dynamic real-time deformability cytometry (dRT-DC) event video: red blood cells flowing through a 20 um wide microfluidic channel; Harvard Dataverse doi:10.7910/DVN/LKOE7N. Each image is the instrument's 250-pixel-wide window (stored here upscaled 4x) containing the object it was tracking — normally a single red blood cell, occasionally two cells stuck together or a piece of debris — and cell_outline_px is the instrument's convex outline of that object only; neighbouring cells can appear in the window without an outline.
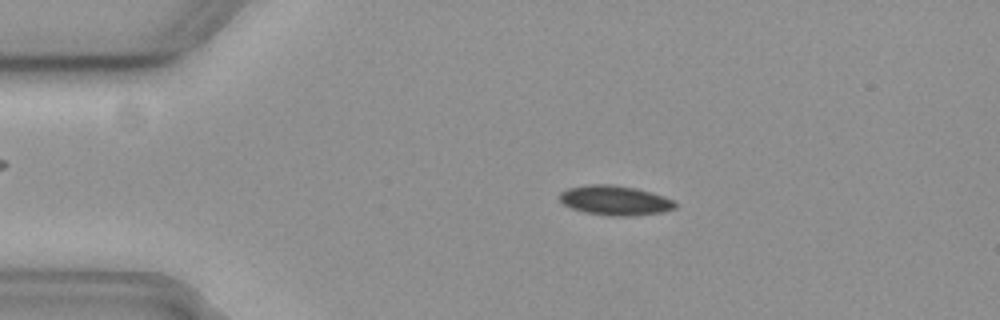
{"species": "common noctule bat (a hibernating species)", "species_latin": "Nyctalus noctula", "temperature_condition": "cold", "stored_images_in_passage": 56, "camera_frame_rate_fps": 3000, "um_per_image_px": 0.085, "animal": {"sex": "female", "body_mass_g": 19.3, "forearm_length_mm": 54.1}, "frame": {"image": 1, "passage_image": 11, "time_ms": 3.333, "image_size_px": [1000, 320], "cell_outline_px": [[676, 208], [660, 212], [628, 216], [608, 216], [584, 212], [572, 208], [564, 204], [560, 200], [560, 192], [568, 188], [588, 184], [612, 184], [636, 188], [652, 192], [664, 196], [672, 200], [676, 204]], "centroid_in_image_um": [52.26, 17.02], "position_along_channel_um": 32.7, "area_um2": 19.94}}
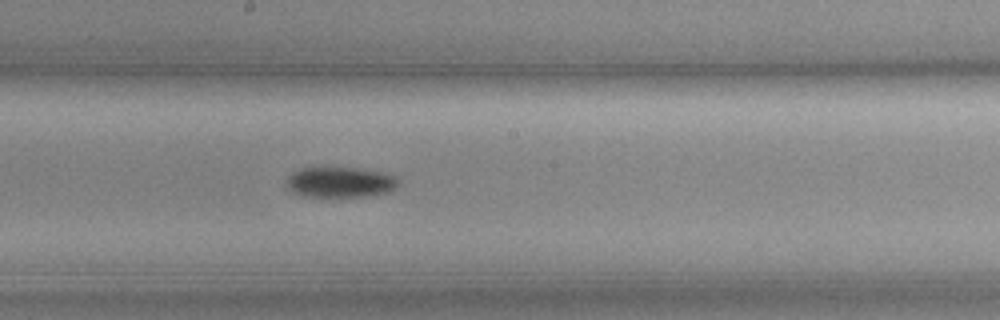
{"frame": {"image": 2, "passage_image": 30, "time_ms": 9.667, "image_size_px": [1000, 320], "cell_outline_px": [[400, 184], [396, 188], [388, 192], [372, 196], [300, 196], [292, 192], [284, 184], [288, 176], [292, 172], [300, 168], [356, 168], [380, 172], [392, 176], [400, 180]], "centroid_in_image_um": [28.89, 15.5], "position_along_channel_um": 219.3, "area_um2": 19.94}}
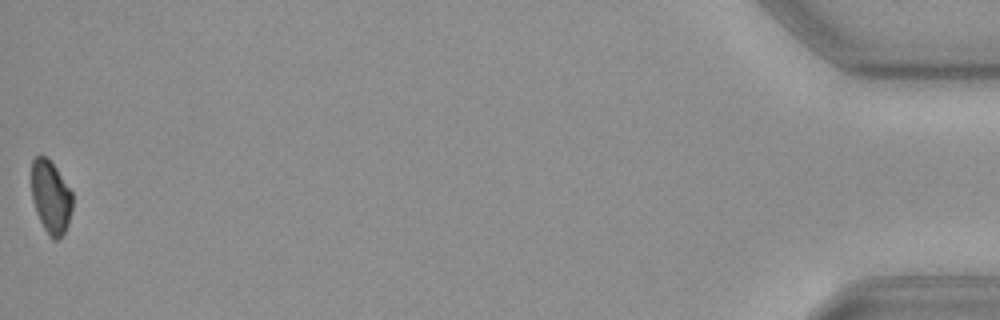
{"frame": {"image": 3, "passage_image": 56, "time_ms": 18.333, "image_size_px": [1000, 320], "cell_outline_px": [[72, 208], [68, 224], [64, 232], [56, 240], [52, 240], [48, 236], [36, 212], [32, 200], [32, 160], [36, 156], [44, 156], [56, 168], [72, 192]], "centroid_in_image_um": [4.31, 16.77], "position_along_channel_um": 430.9, "area_um2": 17.22}, "authors_computed_cell_mechanics": {"area_um2": 19.4208, "velocity_mm_per_s": 3.6745, "shape_relaxation_time_tau1_ms": 5.4412, "shape_relaxation_time_tau2_ms": null, "deformation_change_tau1": 0.0689, "deformation_change_tau2": null}}